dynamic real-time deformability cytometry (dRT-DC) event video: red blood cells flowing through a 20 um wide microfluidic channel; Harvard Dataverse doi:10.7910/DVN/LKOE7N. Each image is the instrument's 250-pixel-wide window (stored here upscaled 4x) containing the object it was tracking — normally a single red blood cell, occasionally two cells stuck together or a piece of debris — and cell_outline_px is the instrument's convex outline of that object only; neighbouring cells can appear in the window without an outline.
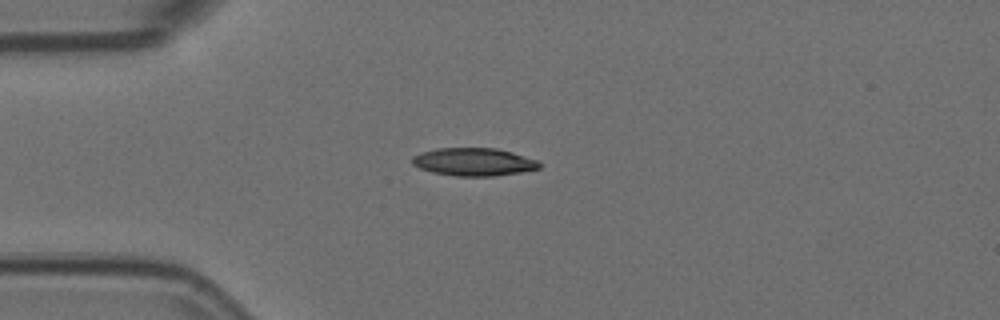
{"species": "Egyptian fruit bat (a non-hibernating species)", "species_latin": "Rousettus aegyptiacus", "temperature_condition": "room temperature", "stored_images_in_passage": 10, "camera_frame_rate_fps": 3000, "um_per_image_px": 0.085, "animal": {"sex": "female"}, "frame": {"image": 1, "passage_image": 5, "time_ms": 1.333, "image_size_px": [1000, 320], "cell_outline_px": [[544, 164], [540, 168], [520, 172], [492, 176], [456, 176], [432, 172], [420, 168], [412, 164], [412, 156], [420, 152], [436, 148], [496, 148], [512, 152], [536, 160]], "centroid_in_image_um": [40.26, 13.75], "position_along_channel_um": 44.7, "area_um2": 20.69}}
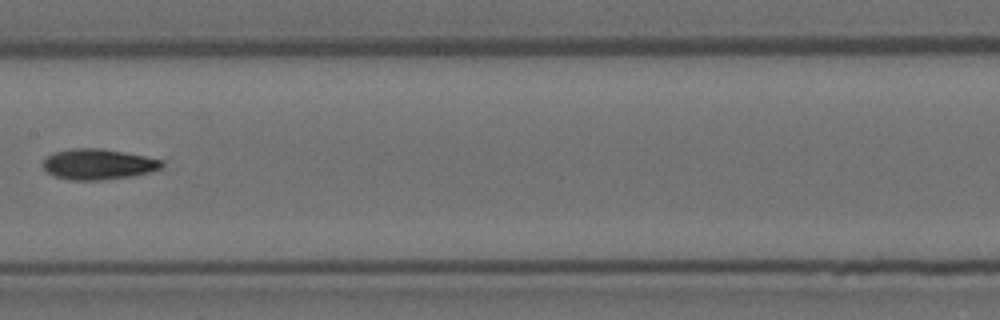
{"frame": {"image": 2, "passage_image": 9, "time_ms": 2.667, "image_size_px": [1000, 320], "cell_outline_px": [[164, 164], [160, 168], [152, 172], [132, 176], [100, 180], [72, 180], [52, 176], [40, 164], [52, 152], [72, 148], [100, 148], [124, 152], [164, 160]], "centroid_in_image_um": [8.33, 13.96], "position_along_channel_um": 199.1, "area_um2": 21.39}}
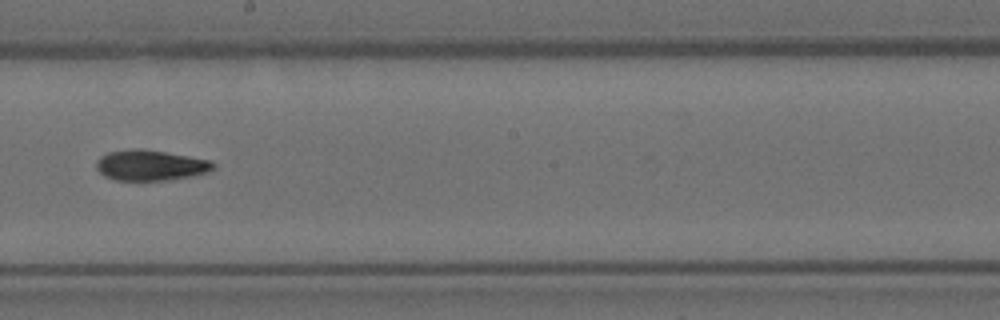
{"frame": {"image": 3, "passage_image": 10, "time_ms": 3.0, "image_size_px": [1000, 320], "cell_outline_px": [[216, 168], [208, 172], [192, 176], [168, 180], [116, 180], [104, 176], [96, 168], [96, 160], [100, 156], [108, 152], [132, 148], [144, 148], [212, 160], [216, 164]], "centroid_in_image_um": [12.81, 14.03], "position_along_channel_um": 235.4, "area_um2": 21.15}}